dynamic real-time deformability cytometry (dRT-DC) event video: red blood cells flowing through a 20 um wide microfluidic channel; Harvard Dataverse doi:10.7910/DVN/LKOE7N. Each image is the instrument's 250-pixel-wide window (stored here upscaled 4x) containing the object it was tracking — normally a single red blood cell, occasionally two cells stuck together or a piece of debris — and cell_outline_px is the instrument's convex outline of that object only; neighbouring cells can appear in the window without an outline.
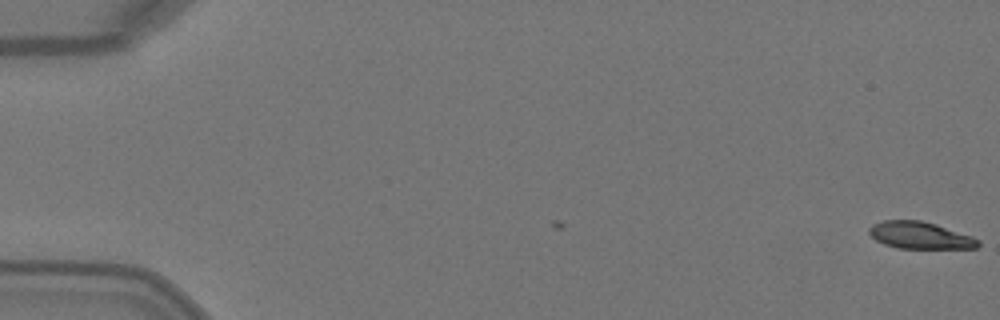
{"species": "Egyptian fruit bat (a non-hibernating species)", "species_latin": "Rousettus aegyptiacus", "temperature_condition": "warm", "stored_images_in_passage": 2, "camera_frame_rate_fps": 3000, "um_per_image_px": 0.085, "animal": {"sex": "female"}, "frame": {"image": 1, "passage_image": 2, "time_ms": 0.333, "image_size_px": [1000, 320], "cell_outline_px": [[980, 244], [976, 248], [896, 248], [884, 244], [876, 240], [868, 232], [868, 228], [872, 224], [884, 220], [920, 220], [936, 224], [972, 236], [980, 240]], "centroid_in_image_um": [78.19, 20.0], "position_along_channel_um": 6.8, "area_um2": 17.17}}